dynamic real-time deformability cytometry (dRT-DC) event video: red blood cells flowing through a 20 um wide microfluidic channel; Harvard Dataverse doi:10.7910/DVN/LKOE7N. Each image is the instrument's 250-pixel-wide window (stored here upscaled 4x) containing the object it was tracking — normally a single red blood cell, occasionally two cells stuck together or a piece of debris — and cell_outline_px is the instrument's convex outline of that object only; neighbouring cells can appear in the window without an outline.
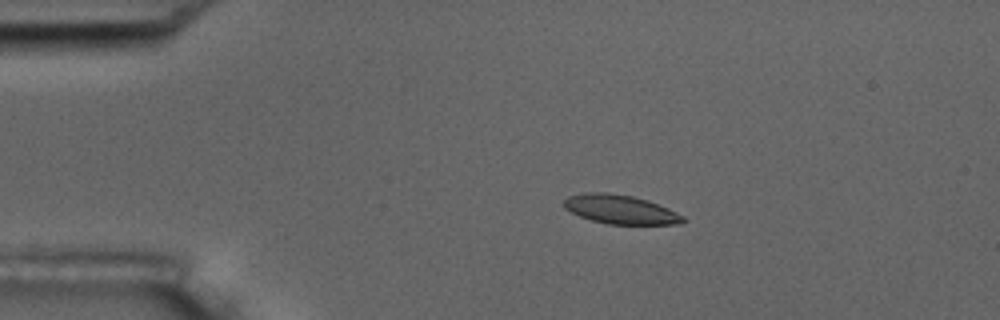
{"species": "common noctule bat (a hibernating species)", "species_latin": "Nyctalus noctula", "temperature_condition": "room temperature", "stored_images_in_passage": 10, "camera_frame_rate_fps": 3000, "um_per_image_px": 0.085, "animal": {"sex": "male", "body_mass_g": 17.5, "forearm_length_mm": 52.3}, "frame": {"image": 1, "passage_image": 4, "time_ms": 3.667, "image_size_px": [1000, 320], "cell_outline_px": [[688, 220], [680, 224], [608, 224], [592, 220], [580, 216], [564, 208], [564, 200], [568, 196], [584, 192], [608, 192], [632, 196], [648, 200], [668, 208], [684, 216]], "centroid_in_image_um": [52.75, 17.79], "position_along_channel_um": 32.3, "area_um2": 20.17}}
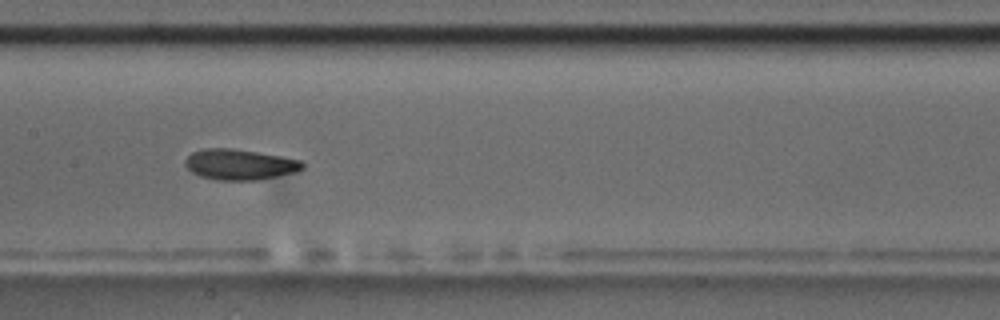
{"frame": {"image": 2, "passage_image": 9, "time_ms": 9.333, "image_size_px": [1000, 320], "cell_outline_px": [[304, 168], [296, 172], [256, 180], [216, 180], [200, 176], [192, 172], [184, 164], [184, 160], [192, 152], [204, 148], [232, 148], [280, 156], [300, 160], [304, 164]], "centroid_in_image_um": [20.35, 13.98], "position_along_channel_um": 187.1, "area_um2": 20.87}}
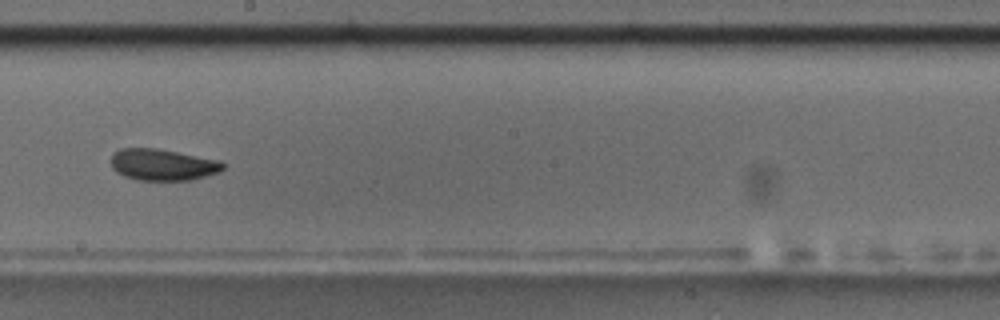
{"frame": {"image": 3, "passage_image": 10, "time_ms": 10.667, "image_size_px": [1000, 320], "cell_outline_px": [[224, 168], [220, 172], [192, 180], [136, 180], [124, 176], [116, 172], [112, 168], [112, 152], [120, 148], [156, 148], [220, 160], [224, 164]], "centroid_in_image_um": [13.82, 14.0], "position_along_channel_um": 234.4, "area_um2": 20.69}}